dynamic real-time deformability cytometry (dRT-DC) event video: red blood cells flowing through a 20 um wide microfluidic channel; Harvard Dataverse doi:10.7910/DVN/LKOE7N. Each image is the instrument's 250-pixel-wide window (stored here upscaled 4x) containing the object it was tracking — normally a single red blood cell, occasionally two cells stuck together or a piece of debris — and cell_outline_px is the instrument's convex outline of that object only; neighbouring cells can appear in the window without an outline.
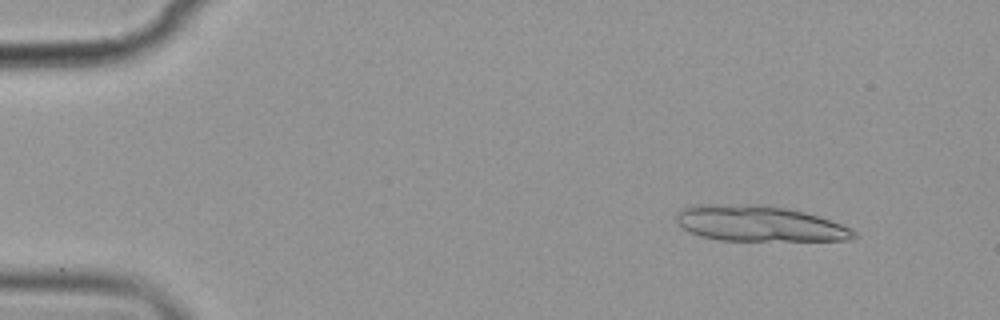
{"species": "common noctule bat (a hibernating species)", "species_latin": "Nyctalus noctula", "temperature_condition": "cold", "stored_images_in_passage": 6, "camera_frame_rate_fps": 3000, "um_per_image_px": 0.085, "animal": {"sex": "female", "body_mass_g": 19.9}, "frame": {"image": 1, "passage_image": 2, "time_ms": 1.333, "image_size_px": [1000, 320], "cell_outline_px": [[860, 236], [852, 240], [720, 240], [700, 236], [684, 228], [676, 220], [676, 212], [680, 208], [696, 204], [764, 204], [788, 208], [804, 212], [852, 228]], "centroid_in_image_um": [64.53, 18.99], "position_along_channel_um": 20.5, "area_um2": 36.99}}